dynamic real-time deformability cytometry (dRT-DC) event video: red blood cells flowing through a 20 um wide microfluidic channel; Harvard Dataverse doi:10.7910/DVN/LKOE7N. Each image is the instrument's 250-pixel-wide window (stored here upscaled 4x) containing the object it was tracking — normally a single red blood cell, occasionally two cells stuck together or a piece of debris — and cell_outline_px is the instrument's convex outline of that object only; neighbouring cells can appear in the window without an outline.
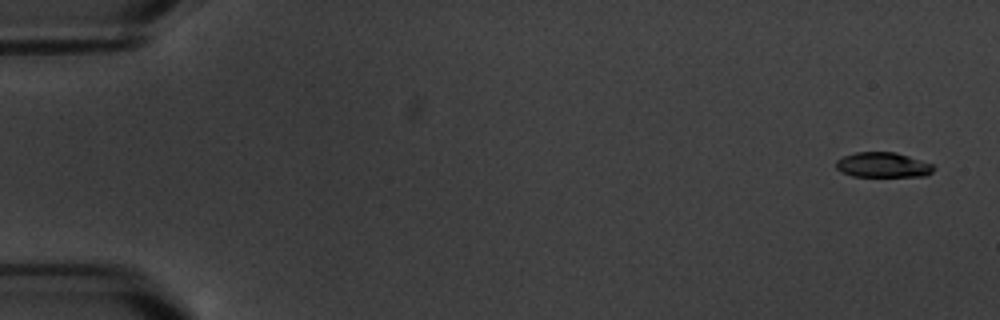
{"species": "common noctule bat (a hibernating species)", "species_latin": "Nyctalus noctula", "temperature_condition": "warm", "stored_images_in_passage": 6, "camera_frame_rate_fps": 3000, "um_per_image_px": 0.085, "animal": {"sex": "male", "body_mass_g": 20.1, "forearm_length_mm": 53.5}, "frame": {"image": 1, "passage_image": 1, "time_ms": 0.0, "image_size_px": [1000, 320], "cell_outline_px": [[936, 168], [932, 172], [924, 176], [852, 176], [840, 172], [836, 168], [836, 160], [844, 156], [856, 152], [896, 152], [932, 164]], "centroid_in_image_um": [75.03, 14.02], "position_along_channel_um": 10.0, "area_um2": 14.22}}